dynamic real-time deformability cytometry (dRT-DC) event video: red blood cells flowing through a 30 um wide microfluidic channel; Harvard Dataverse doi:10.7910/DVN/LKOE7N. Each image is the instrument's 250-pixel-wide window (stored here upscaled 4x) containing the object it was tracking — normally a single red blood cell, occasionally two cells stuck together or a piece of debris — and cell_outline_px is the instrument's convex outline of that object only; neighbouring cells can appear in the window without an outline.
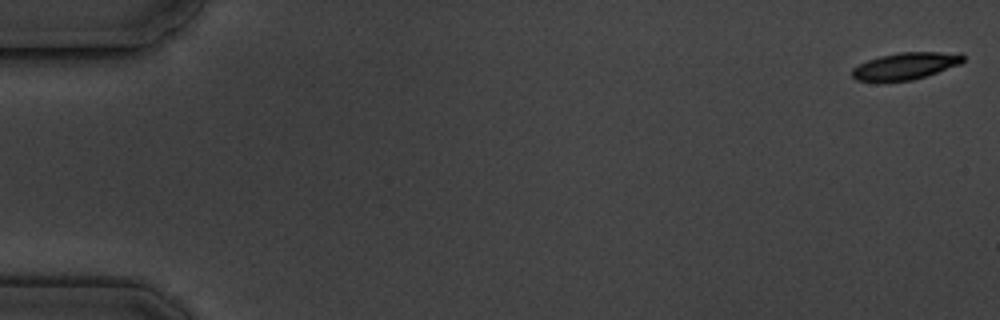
{"species": "common noctule bat (a hibernating species)", "species_latin": "Nyctalus noctula", "temperature_condition": "cold", "stored_images_in_passage": 7, "camera_frame_rate_fps": 3000, "um_per_image_px": 0.085, "animal": {"sex": "male", "body_mass_g": 19.5, "forearm_length_mm": 54.6}, "frame": {"image": 1, "passage_image": 1, "time_ms": 0.0, "image_size_px": [1000, 320], "cell_outline_px": [[964, 60], [960, 64], [912, 80], [884, 84], [880, 84], [856, 80], [852, 76], [852, 68], [868, 60], [880, 56], [900, 52], [960, 52], [964, 56]], "centroid_in_image_um": [76.91, 5.64], "position_along_channel_um": 8.1, "area_um2": 17.92}}
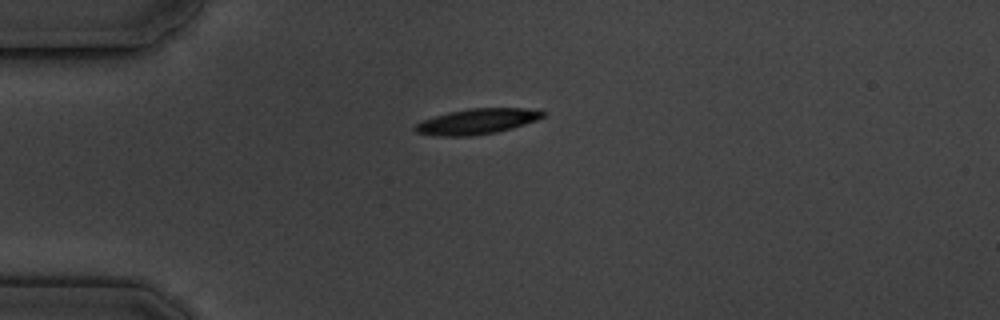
{"frame": {"image": 2, "passage_image": 5, "time_ms": 4.667, "image_size_px": [1000, 320], "cell_outline_px": [[548, 112], [544, 116], [536, 120], [512, 128], [496, 132], [472, 136], [440, 136], [416, 132], [412, 128], [416, 124], [424, 120], [448, 112], [468, 108], [540, 108]], "centroid_in_image_um": [40.62, 10.3], "position_along_channel_um": 44.4, "area_um2": 19.07}}